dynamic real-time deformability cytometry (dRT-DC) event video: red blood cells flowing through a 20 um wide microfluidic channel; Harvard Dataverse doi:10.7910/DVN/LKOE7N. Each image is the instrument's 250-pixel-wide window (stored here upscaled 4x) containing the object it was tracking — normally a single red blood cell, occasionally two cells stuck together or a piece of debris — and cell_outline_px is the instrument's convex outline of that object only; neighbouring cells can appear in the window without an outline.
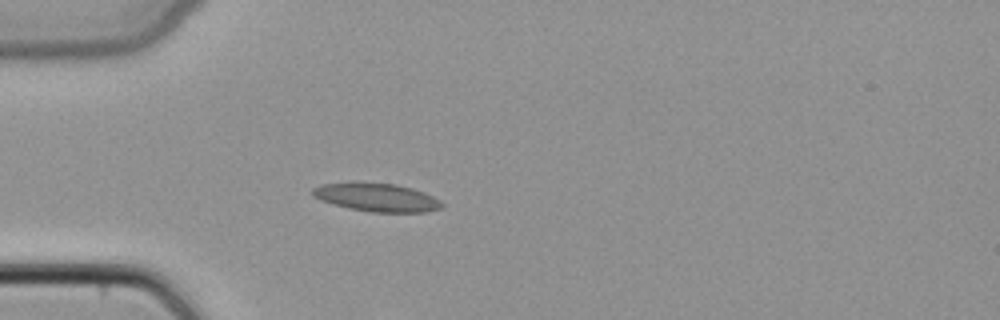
{"species": "common noctule bat (a hibernating species)", "species_latin": "Nyctalus noctula", "temperature_condition": "cold", "stored_images_in_passage": 4, "camera_frame_rate_fps": 3000, "um_per_image_px": 0.085, "animal": {"sex": "female", "body_mass_g": 22.7, "forearm_length_mm": 54.2}, "frame": {"image": 1, "passage_image": 1, "time_ms": 0.0, "image_size_px": [1000, 320], "cell_outline_px": [[444, 208], [428, 212], [372, 212], [348, 208], [332, 204], [320, 200], [312, 196], [312, 188], [320, 184], [396, 184], [412, 188], [424, 192], [440, 200], [444, 204]], "centroid_in_image_um": [32.07, 16.81], "position_along_channel_um": 52.9, "area_um2": 20.98}}